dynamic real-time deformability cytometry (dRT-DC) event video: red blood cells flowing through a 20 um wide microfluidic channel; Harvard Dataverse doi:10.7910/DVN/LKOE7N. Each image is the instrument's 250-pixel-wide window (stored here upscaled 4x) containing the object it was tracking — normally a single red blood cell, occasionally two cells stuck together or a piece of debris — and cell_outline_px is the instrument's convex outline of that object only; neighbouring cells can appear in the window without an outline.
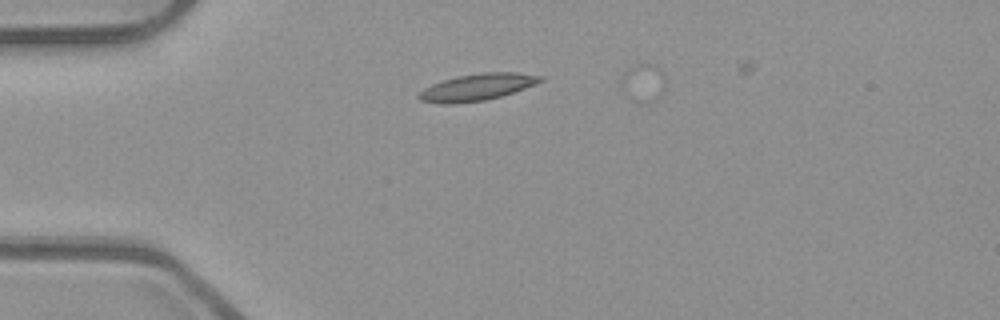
{"species": "common noctule bat (a hibernating species)", "species_latin": "Nyctalus noctula", "temperature_condition": "room temperature", "stored_images_in_passage": 20, "camera_frame_rate_fps": 3000, "um_per_image_px": 0.085, "animal": {"sex": "male", "body_mass_g": 23.1, "forearm_length_mm": 52.7}, "frame": {"image": 1, "passage_image": 4, "time_ms": 1.0, "image_size_px": [1000, 320], "cell_outline_px": [[544, 80], [536, 84], [500, 96], [484, 100], [452, 104], [444, 104], [420, 100], [416, 96], [424, 88], [432, 84], [456, 76], [480, 72], [516, 72], [544, 76]], "centroid_in_image_um": [40.56, 7.39], "position_along_channel_um": 44.4, "area_um2": 18.9}}
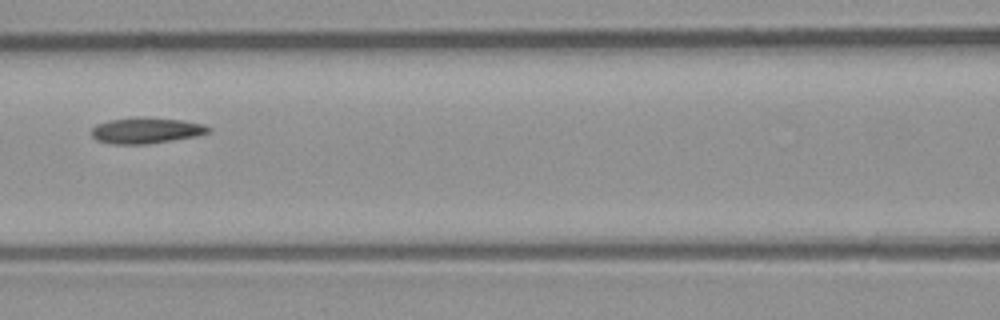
{"frame": {"image": 2, "passage_image": 14, "time_ms": 4.333, "image_size_px": [1000, 320], "cell_outline_px": [[212, 132], [196, 136], [148, 144], [112, 144], [96, 140], [92, 136], [92, 128], [96, 124], [112, 120], [136, 116], [184, 120], [204, 124], [212, 128]], "centroid_in_image_um": [12.46, 11.08], "position_along_channel_um": 154.1, "area_um2": 17.86}}
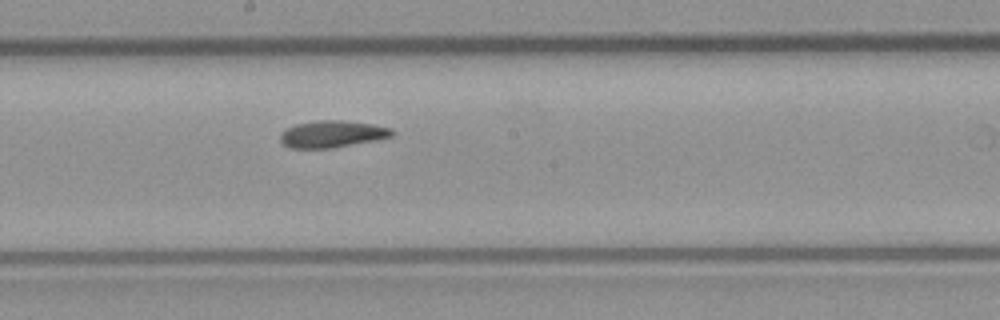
{"frame": {"image": 3, "passage_image": 19, "time_ms": 6.0, "image_size_px": [1000, 320], "cell_outline_px": [[396, 132], [392, 136], [380, 140], [332, 148], [292, 148], [284, 144], [280, 140], [280, 132], [296, 124], [320, 120], [344, 120], [372, 124], [392, 128]], "centroid_in_image_um": [28.29, 11.39], "position_along_channel_um": 219.9, "area_um2": 17.69}}